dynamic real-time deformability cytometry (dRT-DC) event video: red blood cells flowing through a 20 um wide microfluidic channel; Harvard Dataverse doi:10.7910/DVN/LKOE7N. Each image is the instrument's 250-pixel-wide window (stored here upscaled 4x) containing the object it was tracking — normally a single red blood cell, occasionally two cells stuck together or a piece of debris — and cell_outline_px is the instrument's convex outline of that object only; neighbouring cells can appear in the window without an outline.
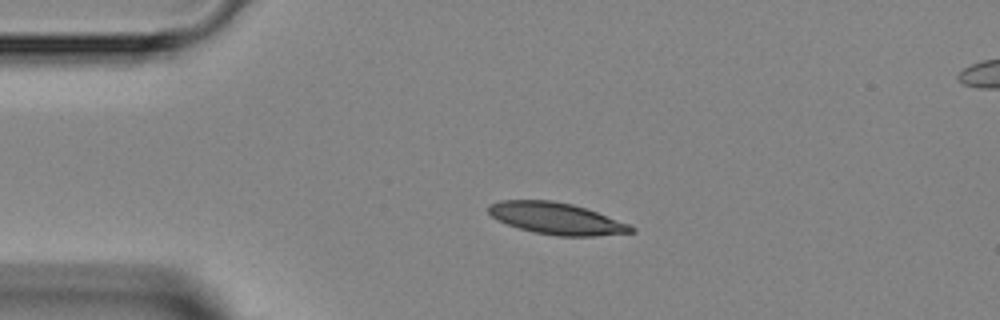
{"species": "Egyptian fruit bat (a non-hibernating species)", "species_latin": "Rousettus aegyptiacus", "temperature_condition": "room temperature", "stored_images_in_passage": 3, "segment_of_instrument_passage": [1, 2], "camera_frame_rate_fps": 3000, "um_per_image_px": 0.085, "animal": {"sex": "female"}, "frame": {"image": 1, "passage_image": 1, "time_ms": 0.0, "image_size_px": [1000, 320], "cell_outline_px": [[636, 232], [596, 236], [556, 236], [532, 232], [496, 220], [488, 212], [488, 204], [500, 200], [552, 200], [572, 204], [596, 212], [628, 224], [636, 228]], "centroid_in_image_um": [47.27, 18.57], "position_along_channel_um": 37.7, "area_um2": 26.3}}